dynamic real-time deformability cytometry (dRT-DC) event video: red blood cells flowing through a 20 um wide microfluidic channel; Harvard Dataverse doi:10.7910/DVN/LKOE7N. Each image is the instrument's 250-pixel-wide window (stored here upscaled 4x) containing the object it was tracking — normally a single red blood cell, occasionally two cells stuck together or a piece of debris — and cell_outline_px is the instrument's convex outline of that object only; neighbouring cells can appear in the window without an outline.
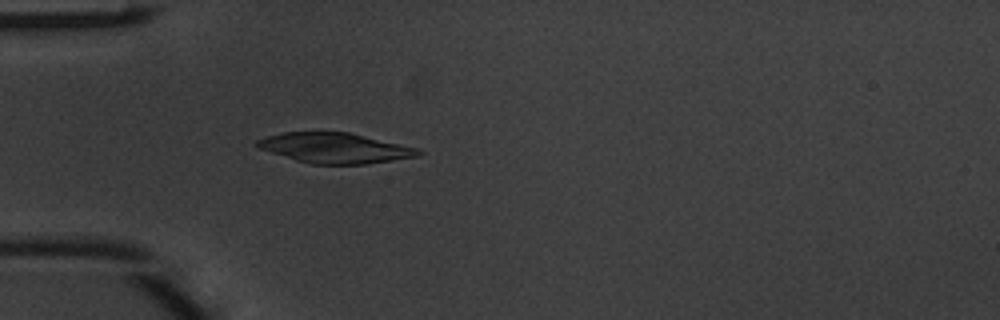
{"species": "common noctule bat (a hibernating species)", "species_latin": "Nyctalus noctula", "temperature_condition": "warm", "stored_images_in_passage": 5, "camera_frame_rate_fps": 3000, "um_per_image_px": 0.085, "animal": {"sex": "male", "body_mass_g": 20.1, "forearm_length_mm": 53.5}, "frame": {"image": 1, "passage_image": 5, "time_ms": 1.333, "image_size_px": [1000, 320], "cell_outline_px": [[424, 152], [420, 156], [364, 164], [308, 164], [260, 148], [252, 144], [256, 140], [268, 136], [284, 132], [348, 132], [416, 148]], "centroid_in_image_um": [28.45, 12.58], "position_along_channel_um": 56.6, "area_um2": 28.03}}